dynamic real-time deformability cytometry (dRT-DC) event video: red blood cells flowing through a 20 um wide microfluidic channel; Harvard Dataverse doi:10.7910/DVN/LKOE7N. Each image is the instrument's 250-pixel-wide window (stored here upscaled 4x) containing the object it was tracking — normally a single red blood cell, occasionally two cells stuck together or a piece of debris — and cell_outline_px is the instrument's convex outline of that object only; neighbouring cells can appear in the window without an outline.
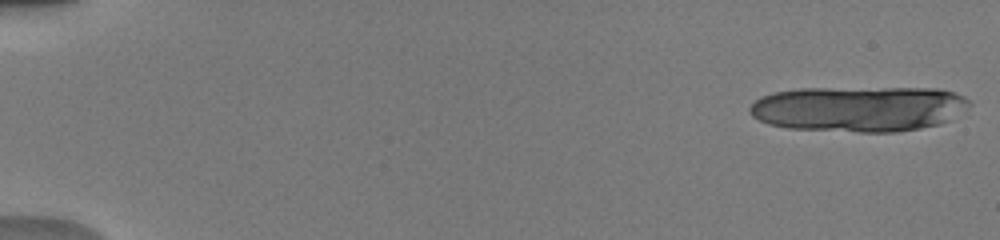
{"species": "human", "species_latin": "Homo sapiens", "temperature_condition": "warm", "stored_images_in_passage": 16, "camera_frame_rate_fps": 3000, "um_per_image_px": 0.085, "donor": {"sex": "male"}, "frame": {"image": 1, "passage_image": 1, "time_ms": 0.0, "image_size_px": [1000, 240], "cell_outline_px": [[972, 104], [952, 120], [940, 124], [920, 128], [896, 132], [860, 132], [788, 128], [768, 124], [752, 116], [748, 112], [748, 108], [760, 96], [776, 92], [800, 88], [936, 88], [956, 92], [964, 96]], "centroid_in_image_um": [73.03, 9.24], "position_along_channel_um": 12.0, "area_um2": 58.84}}